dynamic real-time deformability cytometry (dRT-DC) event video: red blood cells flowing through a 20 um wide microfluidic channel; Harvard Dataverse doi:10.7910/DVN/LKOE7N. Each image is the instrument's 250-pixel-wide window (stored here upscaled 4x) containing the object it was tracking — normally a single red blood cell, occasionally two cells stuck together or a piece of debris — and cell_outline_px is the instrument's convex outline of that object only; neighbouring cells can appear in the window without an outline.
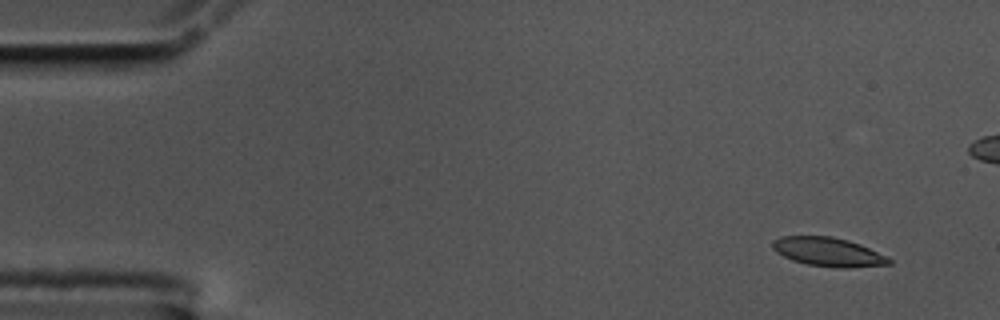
{"species": "common noctule bat (a hibernating species)", "species_latin": "Nyctalus noctula", "temperature_condition": "cold", "stored_images_in_passage": 59, "camera_frame_rate_fps": 3000, "um_per_image_px": 0.085, "animal": {"sex": "male", "body_mass_g": 17.5, "forearm_length_mm": 52.3}, "frame": {"image": 1, "passage_image": 5, "time_ms": 1.333, "image_size_px": [1000, 320], "cell_outline_px": [[892, 264], [848, 268], [840, 268], [808, 264], [792, 260], [776, 252], [772, 248], [772, 240], [780, 236], [832, 236], [848, 240], [860, 244], [892, 260]], "centroid_in_image_um": [70.36, 21.41], "position_along_channel_um": 14.6, "area_um2": 19.48}}
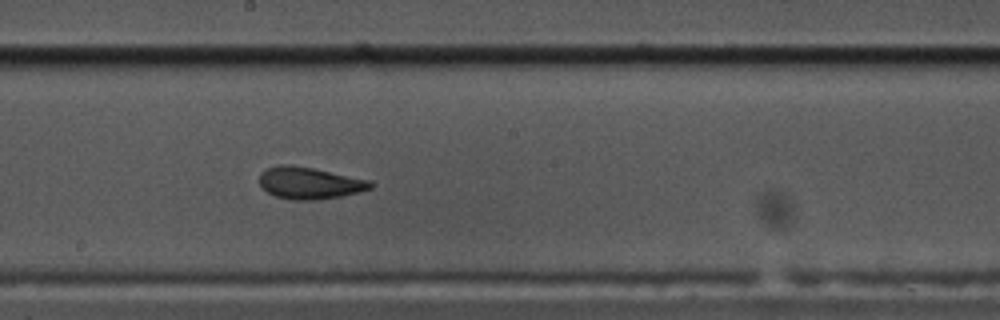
{"frame": {"image": 2, "passage_image": 32, "time_ms": 10.333, "image_size_px": [1000, 320], "cell_outline_px": [[376, 184], [372, 188], [360, 192], [340, 196], [316, 200], [292, 200], [276, 196], [260, 188], [260, 172], [268, 168], [280, 164], [292, 164], [372, 180]], "centroid_in_image_um": [26.33, 15.55], "position_along_channel_um": 221.9, "area_um2": 20.87}}
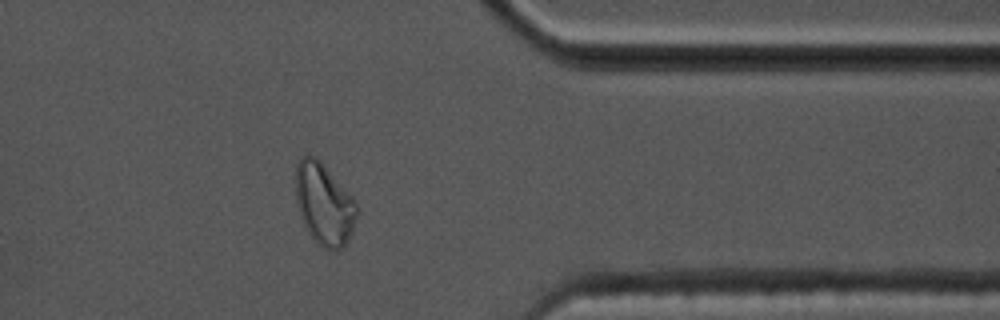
{"frame": {"image": 3, "passage_image": 47, "time_ms": 15.333, "image_size_px": [1000, 320], "cell_outline_px": [[360, 208], [352, 232], [348, 240], [336, 252], [332, 252], [324, 248], [308, 232], [300, 216], [296, 200], [296, 164], [300, 156], [316, 156], [320, 160], [356, 200]], "centroid_in_image_um": [27.57, 17.34], "position_along_channel_um": 383.8, "area_um2": 29.36}, "authors_computed_cell_mechanics": {"area_um2": 20.4034, "velocity_mm_per_s": 3.5007, "shape_relaxation_time_tau1_ms": 4.9237, "shape_relaxation_time_tau2_ms": 1.2275, "deformation_change_tau1": 0.1752, "deformation_change_tau2": 0.0764}}